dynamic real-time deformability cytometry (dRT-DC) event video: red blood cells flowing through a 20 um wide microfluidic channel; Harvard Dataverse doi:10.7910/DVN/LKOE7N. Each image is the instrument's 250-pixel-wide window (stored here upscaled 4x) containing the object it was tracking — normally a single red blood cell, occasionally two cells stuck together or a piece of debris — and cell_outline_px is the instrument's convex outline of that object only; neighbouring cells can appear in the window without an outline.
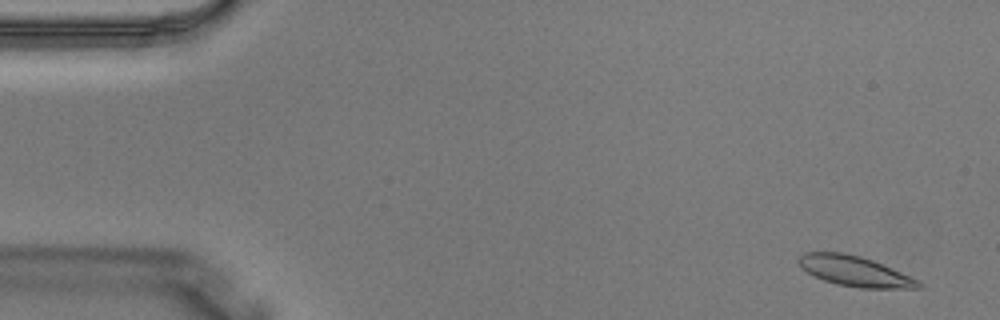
{"species": "Egyptian fruit bat (a non-hibernating species)", "species_latin": "Rousettus aegyptiacus", "temperature_condition": "warm", "stored_images_in_passage": 3, "camera_frame_rate_fps": 3000, "um_per_image_px": 0.085, "animal": {"sex": "male"}, "frame": {"image": 1, "passage_image": 1, "time_ms": 0.0, "image_size_px": [1000, 320], "cell_outline_px": [[924, 284], [920, 288], [860, 288], [836, 284], [824, 280], [800, 268], [796, 260], [804, 252], [844, 252], [860, 256], [872, 260], [892, 268], [920, 280]], "centroid_in_image_um": [72.66, 23.05], "position_along_channel_um": 12.3, "area_um2": 21.21}}